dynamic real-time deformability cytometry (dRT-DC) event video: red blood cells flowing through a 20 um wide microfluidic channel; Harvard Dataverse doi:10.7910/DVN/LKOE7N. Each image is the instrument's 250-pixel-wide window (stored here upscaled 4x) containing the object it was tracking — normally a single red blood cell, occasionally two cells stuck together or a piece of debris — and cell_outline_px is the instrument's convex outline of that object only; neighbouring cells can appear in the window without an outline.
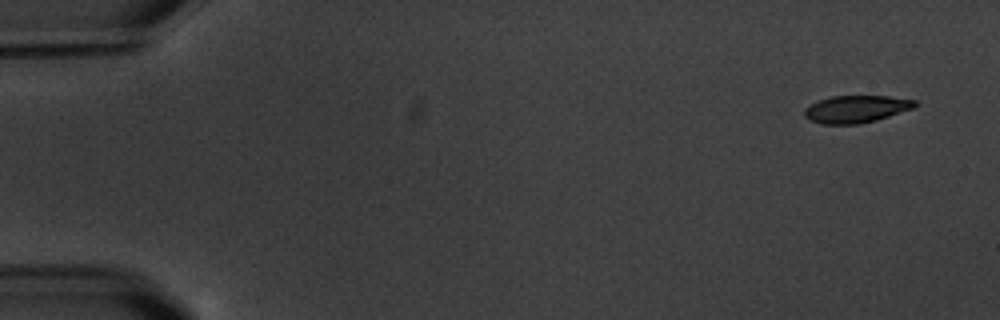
{"species": "common noctule bat (a hibernating species)", "species_latin": "Nyctalus noctula", "temperature_condition": "warm", "stored_images_in_passage": 6, "camera_frame_rate_fps": 3000, "um_per_image_px": 0.085, "animal": {"sex": "male", "body_mass_g": 20.1, "forearm_length_mm": 53.5}, "frame": {"image": 1, "passage_image": 1, "time_ms": 0.0, "image_size_px": [1000, 320], "cell_outline_px": [[916, 108], [876, 120], [856, 124], [820, 124], [808, 120], [804, 116], [804, 108], [820, 100], [832, 96], [888, 96], [916, 100]], "centroid_in_image_um": [72.77, 9.27], "position_along_channel_um": 12.2, "area_um2": 17.63}}
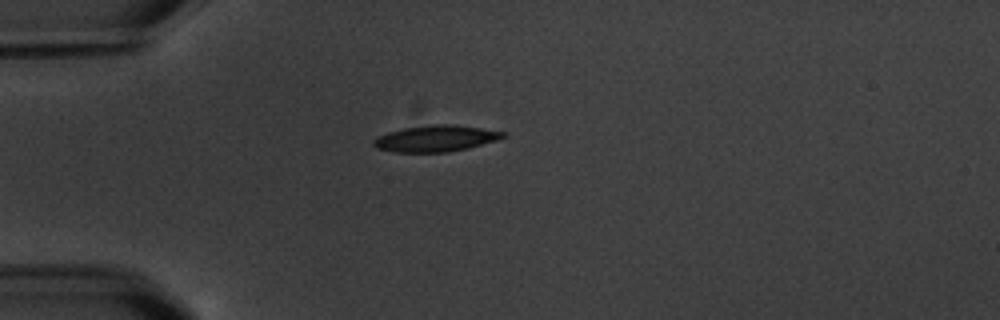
{"frame": {"image": 2, "passage_image": 4, "time_ms": 4.333, "image_size_px": [1000, 320], "cell_outline_px": [[508, 136], [496, 140], [468, 148], [448, 152], [396, 152], [376, 148], [372, 144], [372, 140], [376, 136], [388, 132], [404, 128], [432, 124], [452, 124], [508, 132]], "centroid_in_image_um": [37.03, 11.77], "position_along_channel_um": 48.0, "area_um2": 19.94}}